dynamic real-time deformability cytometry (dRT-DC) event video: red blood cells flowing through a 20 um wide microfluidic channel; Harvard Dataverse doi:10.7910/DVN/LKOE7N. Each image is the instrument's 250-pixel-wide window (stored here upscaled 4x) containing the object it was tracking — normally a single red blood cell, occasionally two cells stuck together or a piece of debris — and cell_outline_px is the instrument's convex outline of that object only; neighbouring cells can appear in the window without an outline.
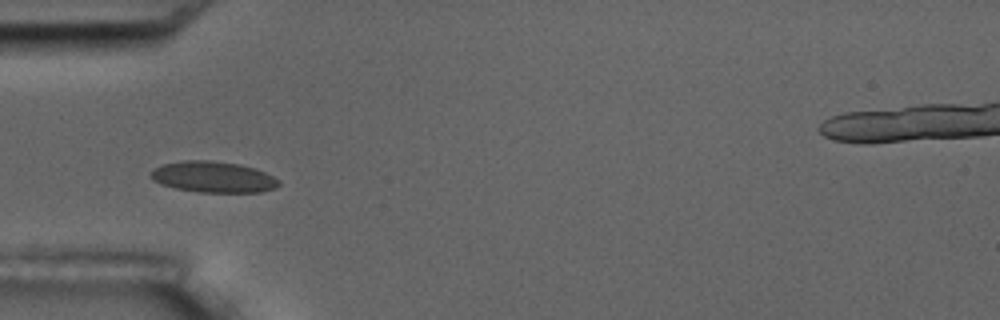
{"species": "common noctule bat (a hibernating species)", "species_latin": "Nyctalus noctula", "temperature_condition": "room temperature", "stored_images_in_passage": 1, "camera_frame_rate_fps": 3000, "um_per_image_px": 0.085, "animal": {"sex": "male", "body_mass_g": 17.5, "forearm_length_mm": 52.3}, "frame": {"image": 1, "passage_image": 1, "time_ms": 0.0, "image_size_px": [1000, 320], "cell_outline_px": [[280, 184], [276, 188], [260, 192], [200, 192], [176, 188], [160, 184], [152, 180], [152, 168], [160, 164], [184, 160], [212, 160], [240, 164], [256, 168], [280, 180]], "centroid_in_image_um": [18.12, 15.03], "position_along_channel_um": 66.9, "area_um2": 23.35}}